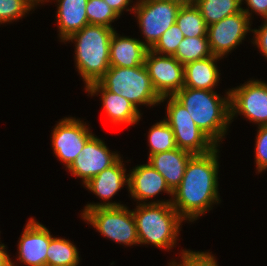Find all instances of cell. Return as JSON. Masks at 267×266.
<instances>
[{"label": "cell", "mask_w": 267, "mask_h": 266, "mask_svg": "<svg viewBox=\"0 0 267 266\" xmlns=\"http://www.w3.org/2000/svg\"><path fill=\"white\" fill-rule=\"evenodd\" d=\"M217 147L202 155H193L188 161L183 179L173 191L171 204L188 221H195L211 205L219 203Z\"/></svg>", "instance_id": "6da1fadb"}, {"label": "cell", "mask_w": 267, "mask_h": 266, "mask_svg": "<svg viewBox=\"0 0 267 266\" xmlns=\"http://www.w3.org/2000/svg\"><path fill=\"white\" fill-rule=\"evenodd\" d=\"M221 97L213 90L183 87L173 97L188 111L196 125L217 145L230 120V92Z\"/></svg>", "instance_id": "7a4b0ae2"}, {"label": "cell", "mask_w": 267, "mask_h": 266, "mask_svg": "<svg viewBox=\"0 0 267 266\" xmlns=\"http://www.w3.org/2000/svg\"><path fill=\"white\" fill-rule=\"evenodd\" d=\"M114 28L103 25L84 26L64 41H75L76 68L87 87L97 82L110 68V41Z\"/></svg>", "instance_id": "3957f363"}, {"label": "cell", "mask_w": 267, "mask_h": 266, "mask_svg": "<svg viewBox=\"0 0 267 266\" xmlns=\"http://www.w3.org/2000/svg\"><path fill=\"white\" fill-rule=\"evenodd\" d=\"M171 201L141 203L132 211L139 244H151L166 250L174 247L184 219L173 208Z\"/></svg>", "instance_id": "277c9868"}, {"label": "cell", "mask_w": 267, "mask_h": 266, "mask_svg": "<svg viewBox=\"0 0 267 266\" xmlns=\"http://www.w3.org/2000/svg\"><path fill=\"white\" fill-rule=\"evenodd\" d=\"M83 219L100 234L119 244H139L135 219L131 210L116 202L87 204Z\"/></svg>", "instance_id": "5b68a950"}, {"label": "cell", "mask_w": 267, "mask_h": 266, "mask_svg": "<svg viewBox=\"0 0 267 266\" xmlns=\"http://www.w3.org/2000/svg\"><path fill=\"white\" fill-rule=\"evenodd\" d=\"M98 82L129 100L137 109L139 105L150 107L161 103L162 98L154 89L145 64L133 68L110 66Z\"/></svg>", "instance_id": "8992f818"}, {"label": "cell", "mask_w": 267, "mask_h": 266, "mask_svg": "<svg viewBox=\"0 0 267 266\" xmlns=\"http://www.w3.org/2000/svg\"><path fill=\"white\" fill-rule=\"evenodd\" d=\"M168 99L166 108L167 118L164 120L170 125L176 146L179 149L188 151L193 155H202L211 152L218 147L189 116L186 108L173 96H166L161 102Z\"/></svg>", "instance_id": "52a82bcc"}, {"label": "cell", "mask_w": 267, "mask_h": 266, "mask_svg": "<svg viewBox=\"0 0 267 266\" xmlns=\"http://www.w3.org/2000/svg\"><path fill=\"white\" fill-rule=\"evenodd\" d=\"M182 5L170 0H139L133 12L144 35L143 44L151 49L175 22Z\"/></svg>", "instance_id": "ba28073f"}, {"label": "cell", "mask_w": 267, "mask_h": 266, "mask_svg": "<svg viewBox=\"0 0 267 266\" xmlns=\"http://www.w3.org/2000/svg\"><path fill=\"white\" fill-rule=\"evenodd\" d=\"M249 9L227 16L207 27V38L213 55L222 58L244 40L250 29Z\"/></svg>", "instance_id": "9c48e42d"}, {"label": "cell", "mask_w": 267, "mask_h": 266, "mask_svg": "<svg viewBox=\"0 0 267 266\" xmlns=\"http://www.w3.org/2000/svg\"><path fill=\"white\" fill-rule=\"evenodd\" d=\"M229 92L230 120L238 113L258 126L267 125V83L249 80Z\"/></svg>", "instance_id": "30bf717a"}, {"label": "cell", "mask_w": 267, "mask_h": 266, "mask_svg": "<svg viewBox=\"0 0 267 266\" xmlns=\"http://www.w3.org/2000/svg\"><path fill=\"white\" fill-rule=\"evenodd\" d=\"M144 64L161 98L174 96L184 87V65L174 56L157 54L149 49Z\"/></svg>", "instance_id": "8fae6325"}, {"label": "cell", "mask_w": 267, "mask_h": 266, "mask_svg": "<svg viewBox=\"0 0 267 266\" xmlns=\"http://www.w3.org/2000/svg\"><path fill=\"white\" fill-rule=\"evenodd\" d=\"M93 135L81 120L72 117L61 119L52 132L54 154L68 168Z\"/></svg>", "instance_id": "7c38bea8"}, {"label": "cell", "mask_w": 267, "mask_h": 266, "mask_svg": "<svg viewBox=\"0 0 267 266\" xmlns=\"http://www.w3.org/2000/svg\"><path fill=\"white\" fill-rule=\"evenodd\" d=\"M119 156L116 152H110L103 140L93 135L67 169L72 175L82 178L86 184L91 178L113 165Z\"/></svg>", "instance_id": "4fadbf2b"}, {"label": "cell", "mask_w": 267, "mask_h": 266, "mask_svg": "<svg viewBox=\"0 0 267 266\" xmlns=\"http://www.w3.org/2000/svg\"><path fill=\"white\" fill-rule=\"evenodd\" d=\"M50 231L31 218L18 243V260L28 266H45Z\"/></svg>", "instance_id": "5bb4252c"}, {"label": "cell", "mask_w": 267, "mask_h": 266, "mask_svg": "<svg viewBox=\"0 0 267 266\" xmlns=\"http://www.w3.org/2000/svg\"><path fill=\"white\" fill-rule=\"evenodd\" d=\"M128 175V190L137 201L145 204L147 199L157 196L160 192L173 196L164 177L157 172L149 163L139 165L130 171Z\"/></svg>", "instance_id": "9a60e30c"}, {"label": "cell", "mask_w": 267, "mask_h": 266, "mask_svg": "<svg viewBox=\"0 0 267 266\" xmlns=\"http://www.w3.org/2000/svg\"><path fill=\"white\" fill-rule=\"evenodd\" d=\"M85 90L91 96L101 94L103 108L111 123L133 125L140 120V111L129 100L108 91L98 81L85 87Z\"/></svg>", "instance_id": "2e32d148"}, {"label": "cell", "mask_w": 267, "mask_h": 266, "mask_svg": "<svg viewBox=\"0 0 267 266\" xmlns=\"http://www.w3.org/2000/svg\"><path fill=\"white\" fill-rule=\"evenodd\" d=\"M192 156V153L176 148L148 156V163L164 177L173 192L181 183L186 165Z\"/></svg>", "instance_id": "e0dca14e"}, {"label": "cell", "mask_w": 267, "mask_h": 266, "mask_svg": "<svg viewBox=\"0 0 267 266\" xmlns=\"http://www.w3.org/2000/svg\"><path fill=\"white\" fill-rule=\"evenodd\" d=\"M149 49L142 40L120 36L114 31L110 41V66L138 67L145 63Z\"/></svg>", "instance_id": "ac0fdd59"}, {"label": "cell", "mask_w": 267, "mask_h": 266, "mask_svg": "<svg viewBox=\"0 0 267 266\" xmlns=\"http://www.w3.org/2000/svg\"><path fill=\"white\" fill-rule=\"evenodd\" d=\"M59 37L64 42L71 34L88 25L86 6L88 0H57Z\"/></svg>", "instance_id": "d6986e66"}, {"label": "cell", "mask_w": 267, "mask_h": 266, "mask_svg": "<svg viewBox=\"0 0 267 266\" xmlns=\"http://www.w3.org/2000/svg\"><path fill=\"white\" fill-rule=\"evenodd\" d=\"M125 172L126 169L120 157L113 165L104 169L84 185L103 201H108L124 184L128 185V175L126 176Z\"/></svg>", "instance_id": "ffe728a7"}, {"label": "cell", "mask_w": 267, "mask_h": 266, "mask_svg": "<svg viewBox=\"0 0 267 266\" xmlns=\"http://www.w3.org/2000/svg\"><path fill=\"white\" fill-rule=\"evenodd\" d=\"M221 59L215 55L192 61L184 65V87L213 90L220 79L217 60Z\"/></svg>", "instance_id": "44dd1931"}, {"label": "cell", "mask_w": 267, "mask_h": 266, "mask_svg": "<svg viewBox=\"0 0 267 266\" xmlns=\"http://www.w3.org/2000/svg\"><path fill=\"white\" fill-rule=\"evenodd\" d=\"M207 26L242 11V0H198L195 4Z\"/></svg>", "instance_id": "7402d4cb"}, {"label": "cell", "mask_w": 267, "mask_h": 266, "mask_svg": "<svg viewBox=\"0 0 267 266\" xmlns=\"http://www.w3.org/2000/svg\"><path fill=\"white\" fill-rule=\"evenodd\" d=\"M79 252L69 240L55 238L50 234L47 248L46 264L55 266H78Z\"/></svg>", "instance_id": "603a6c76"}, {"label": "cell", "mask_w": 267, "mask_h": 266, "mask_svg": "<svg viewBox=\"0 0 267 266\" xmlns=\"http://www.w3.org/2000/svg\"><path fill=\"white\" fill-rule=\"evenodd\" d=\"M176 24L184 37L207 36V25L199 8L194 5H182L176 17Z\"/></svg>", "instance_id": "cb8c5ba5"}, {"label": "cell", "mask_w": 267, "mask_h": 266, "mask_svg": "<svg viewBox=\"0 0 267 266\" xmlns=\"http://www.w3.org/2000/svg\"><path fill=\"white\" fill-rule=\"evenodd\" d=\"M207 36L184 37L173 55L181 64L212 56Z\"/></svg>", "instance_id": "d4e9b609"}, {"label": "cell", "mask_w": 267, "mask_h": 266, "mask_svg": "<svg viewBox=\"0 0 267 266\" xmlns=\"http://www.w3.org/2000/svg\"><path fill=\"white\" fill-rule=\"evenodd\" d=\"M148 134L149 156L177 148L174 133L164 119L154 124Z\"/></svg>", "instance_id": "484cf974"}, {"label": "cell", "mask_w": 267, "mask_h": 266, "mask_svg": "<svg viewBox=\"0 0 267 266\" xmlns=\"http://www.w3.org/2000/svg\"><path fill=\"white\" fill-rule=\"evenodd\" d=\"M86 14L89 24L109 28H113L111 23L119 17L104 0H88Z\"/></svg>", "instance_id": "4316f807"}, {"label": "cell", "mask_w": 267, "mask_h": 266, "mask_svg": "<svg viewBox=\"0 0 267 266\" xmlns=\"http://www.w3.org/2000/svg\"><path fill=\"white\" fill-rule=\"evenodd\" d=\"M183 39L184 35L175 22L161 35L159 40L150 50L157 54L173 56Z\"/></svg>", "instance_id": "83f0119b"}, {"label": "cell", "mask_w": 267, "mask_h": 266, "mask_svg": "<svg viewBox=\"0 0 267 266\" xmlns=\"http://www.w3.org/2000/svg\"><path fill=\"white\" fill-rule=\"evenodd\" d=\"M34 7L29 0H0V24L18 20Z\"/></svg>", "instance_id": "f1b7e54d"}, {"label": "cell", "mask_w": 267, "mask_h": 266, "mask_svg": "<svg viewBox=\"0 0 267 266\" xmlns=\"http://www.w3.org/2000/svg\"><path fill=\"white\" fill-rule=\"evenodd\" d=\"M255 141V162L258 173L267 169V125L259 126Z\"/></svg>", "instance_id": "f546056e"}, {"label": "cell", "mask_w": 267, "mask_h": 266, "mask_svg": "<svg viewBox=\"0 0 267 266\" xmlns=\"http://www.w3.org/2000/svg\"><path fill=\"white\" fill-rule=\"evenodd\" d=\"M181 255L190 266H218L215 257L209 252L182 250Z\"/></svg>", "instance_id": "4dcf8cb0"}, {"label": "cell", "mask_w": 267, "mask_h": 266, "mask_svg": "<svg viewBox=\"0 0 267 266\" xmlns=\"http://www.w3.org/2000/svg\"><path fill=\"white\" fill-rule=\"evenodd\" d=\"M264 24L260 29H253L252 32L255 35L253 44L257 45L258 49L264 54L267 58V18L264 19Z\"/></svg>", "instance_id": "1f68e13d"}, {"label": "cell", "mask_w": 267, "mask_h": 266, "mask_svg": "<svg viewBox=\"0 0 267 266\" xmlns=\"http://www.w3.org/2000/svg\"><path fill=\"white\" fill-rule=\"evenodd\" d=\"M244 0H242L243 2ZM251 12L260 14L264 19L267 18V0H245Z\"/></svg>", "instance_id": "d6a6232c"}, {"label": "cell", "mask_w": 267, "mask_h": 266, "mask_svg": "<svg viewBox=\"0 0 267 266\" xmlns=\"http://www.w3.org/2000/svg\"><path fill=\"white\" fill-rule=\"evenodd\" d=\"M114 11L115 13L120 17L124 9L127 11H133L135 4L131 9L127 8L132 2L131 0H104Z\"/></svg>", "instance_id": "836d02e7"}, {"label": "cell", "mask_w": 267, "mask_h": 266, "mask_svg": "<svg viewBox=\"0 0 267 266\" xmlns=\"http://www.w3.org/2000/svg\"><path fill=\"white\" fill-rule=\"evenodd\" d=\"M5 247L4 244H0V266H16L14 262L11 261Z\"/></svg>", "instance_id": "e575fe53"}, {"label": "cell", "mask_w": 267, "mask_h": 266, "mask_svg": "<svg viewBox=\"0 0 267 266\" xmlns=\"http://www.w3.org/2000/svg\"><path fill=\"white\" fill-rule=\"evenodd\" d=\"M177 3H180L181 5H194L198 0H170Z\"/></svg>", "instance_id": "d590c367"}, {"label": "cell", "mask_w": 267, "mask_h": 266, "mask_svg": "<svg viewBox=\"0 0 267 266\" xmlns=\"http://www.w3.org/2000/svg\"><path fill=\"white\" fill-rule=\"evenodd\" d=\"M182 261L178 264L175 260L170 262V266H190L183 258H181Z\"/></svg>", "instance_id": "8d00e7d4"}, {"label": "cell", "mask_w": 267, "mask_h": 266, "mask_svg": "<svg viewBox=\"0 0 267 266\" xmlns=\"http://www.w3.org/2000/svg\"><path fill=\"white\" fill-rule=\"evenodd\" d=\"M34 6L43 3L44 1L46 2L47 0H29Z\"/></svg>", "instance_id": "74e56055"}]
</instances>
